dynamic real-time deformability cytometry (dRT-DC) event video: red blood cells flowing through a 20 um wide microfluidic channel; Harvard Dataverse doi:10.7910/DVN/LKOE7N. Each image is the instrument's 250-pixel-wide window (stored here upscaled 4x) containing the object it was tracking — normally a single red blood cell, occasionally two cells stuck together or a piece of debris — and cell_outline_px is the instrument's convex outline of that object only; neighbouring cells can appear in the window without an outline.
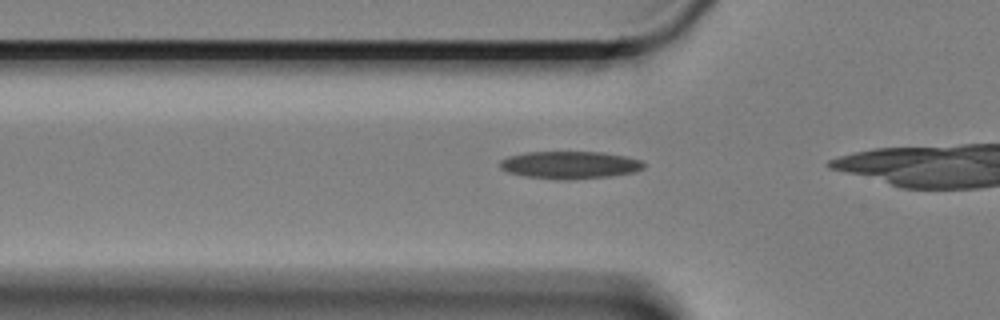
{"species": "Egyptian fruit bat (a non-hibernating species)", "species_latin": "Rousettus aegyptiacus", "temperature_condition": "cold", "stored_images_in_passage": 9, "camera_frame_rate_fps": 3000, "um_per_image_px": 0.085, "animal": {"sex": "female"}, "frame": {"image": 1, "passage_image": 6, "time_ms": 1.667, "image_size_px": [1000, 320], "cell_outline_px": [[644, 168], [636, 172], [608, 176], [568, 180], [564, 180], [524, 176], [508, 172], [500, 168], [500, 160], [508, 156], [528, 152], [600, 152], [624, 156], [640, 160], [644, 164]], "centroid_in_image_um": [48.42, 14.02], "position_along_channel_um": 77.4, "area_um2": 22.95}}